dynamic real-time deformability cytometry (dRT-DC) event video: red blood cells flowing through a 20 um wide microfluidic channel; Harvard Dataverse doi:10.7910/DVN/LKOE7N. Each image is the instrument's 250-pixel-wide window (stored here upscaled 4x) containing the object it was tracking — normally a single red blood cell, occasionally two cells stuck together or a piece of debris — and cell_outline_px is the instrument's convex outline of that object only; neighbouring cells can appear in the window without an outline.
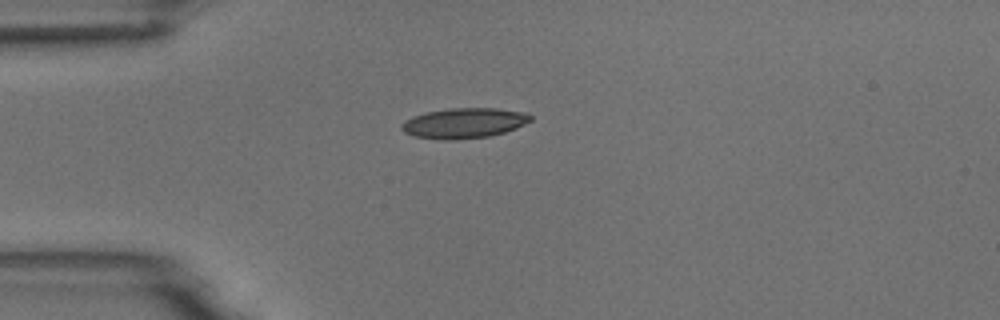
{"species": "common noctule bat (a hibernating species)", "species_latin": "Nyctalus noctula", "temperature_condition": "room temperature", "stored_images_in_passage": 3, "camera_frame_rate_fps": 3000, "um_per_image_px": 0.085, "animal": {"sex": "male", "body_mass_g": 18.8}, "frame": {"image": 1, "passage_image": 1, "time_ms": 0.0, "image_size_px": [1000, 320], "cell_outline_px": [[532, 120], [516, 128], [504, 132], [488, 136], [452, 140], [444, 140], [412, 136], [404, 132], [400, 128], [400, 124], [404, 120], [412, 116], [424, 112], [448, 108], [496, 108], [528, 112], [532, 116]], "centroid_in_image_um": [39.41, 10.45], "position_along_channel_um": 45.6, "area_um2": 23.0}}
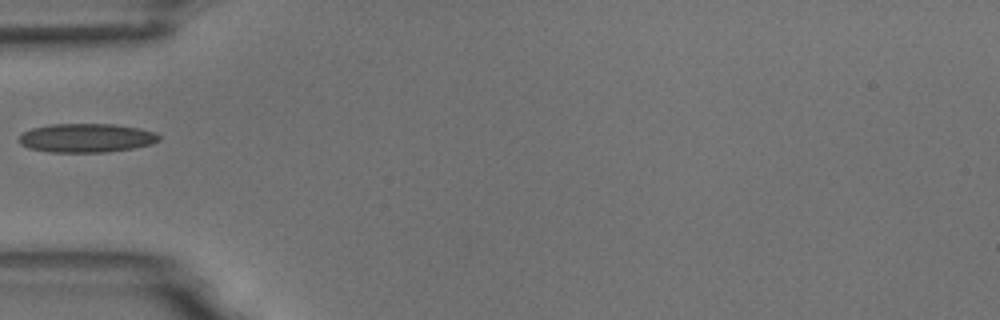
{"frame": {"image": 2, "passage_image": 2, "time_ms": 1.333, "image_size_px": [1000, 320], "cell_outline_px": [[160, 140], [152, 144], [132, 148], [104, 152], [52, 152], [28, 148], [20, 144], [20, 136], [24, 132], [32, 128], [52, 124], [112, 124], [140, 128], [156, 132], [160, 136]], "centroid_in_image_um": [7.37, 11.72], "position_along_channel_um": 77.6, "area_um2": 23.47}}